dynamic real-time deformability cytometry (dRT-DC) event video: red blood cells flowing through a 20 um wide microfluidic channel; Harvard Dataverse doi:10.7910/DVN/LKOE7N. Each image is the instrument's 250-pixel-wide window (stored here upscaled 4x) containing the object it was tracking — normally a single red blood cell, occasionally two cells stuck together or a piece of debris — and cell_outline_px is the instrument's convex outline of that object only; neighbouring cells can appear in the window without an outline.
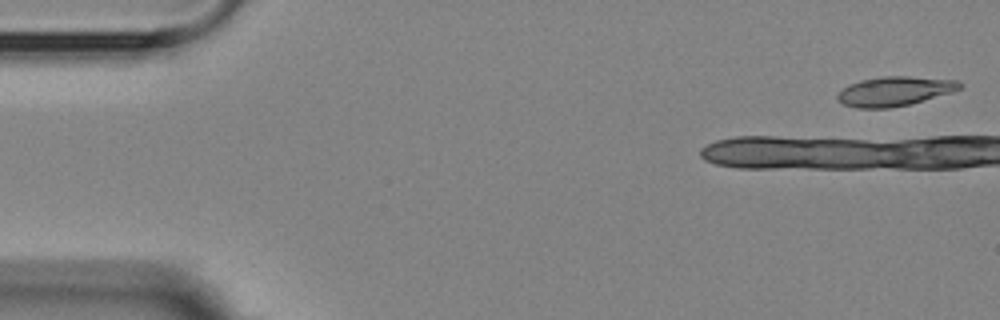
{"species": "Egyptian fruit bat (a non-hibernating species)", "species_latin": "Rousettus aegyptiacus", "temperature_condition": "room temperature", "stored_images_in_passage": 6, "camera_frame_rate_fps": 3000, "um_per_image_px": 0.085, "animal": {"sex": "female"}, "frame": {"image": 1, "passage_image": 1, "time_ms": 0.0, "image_size_px": [1000, 320], "cell_outline_px": [[964, 84], [960, 88], [952, 92], [908, 104], [888, 108], [856, 108], [844, 104], [836, 100], [836, 96], [848, 84], [860, 80], [884, 76], [908, 76], [956, 80]], "centroid_in_image_um": [76.01, 7.75], "position_along_channel_um": 9.0, "area_um2": 20.81}}